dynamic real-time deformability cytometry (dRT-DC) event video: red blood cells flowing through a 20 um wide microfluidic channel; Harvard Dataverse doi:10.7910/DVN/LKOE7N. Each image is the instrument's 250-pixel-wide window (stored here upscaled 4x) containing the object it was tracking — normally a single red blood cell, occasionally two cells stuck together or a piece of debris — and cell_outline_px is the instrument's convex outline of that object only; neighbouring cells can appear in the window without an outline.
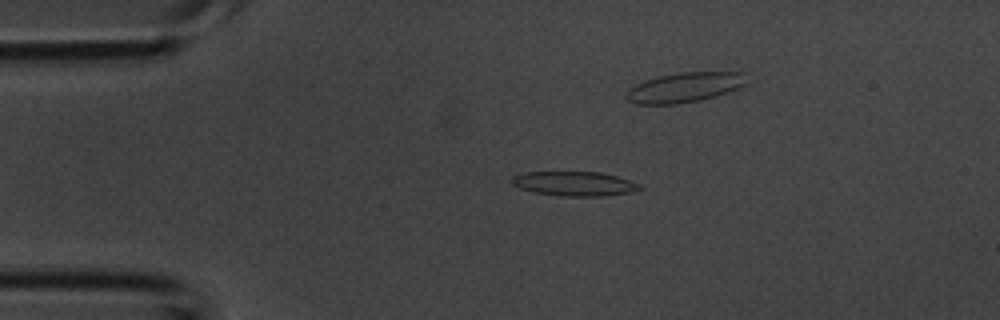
{"species": "common noctule bat (a hibernating species)", "species_latin": "Nyctalus noctula", "temperature_condition": "room temperature", "stored_images_in_passage": 5, "camera_frame_rate_fps": 3000, "um_per_image_px": 0.085, "animal": {"sex": "male", "body_mass_g": 20.1, "forearm_length_mm": 53.5}, "frame": {"image": 1, "passage_image": 3, "time_ms": 0.667, "image_size_px": [1000, 320], "cell_outline_px": [[644, 188], [628, 192], [604, 196], [560, 196], [532, 192], [520, 188], [512, 184], [508, 180], [512, 176], [524, 172], [600, 172], [616, 176], [640, 184]], "centroid_in_image_um": [48.76, 15.61], "position_along_channel_um": 36.2, "area_um2": 18.26}}